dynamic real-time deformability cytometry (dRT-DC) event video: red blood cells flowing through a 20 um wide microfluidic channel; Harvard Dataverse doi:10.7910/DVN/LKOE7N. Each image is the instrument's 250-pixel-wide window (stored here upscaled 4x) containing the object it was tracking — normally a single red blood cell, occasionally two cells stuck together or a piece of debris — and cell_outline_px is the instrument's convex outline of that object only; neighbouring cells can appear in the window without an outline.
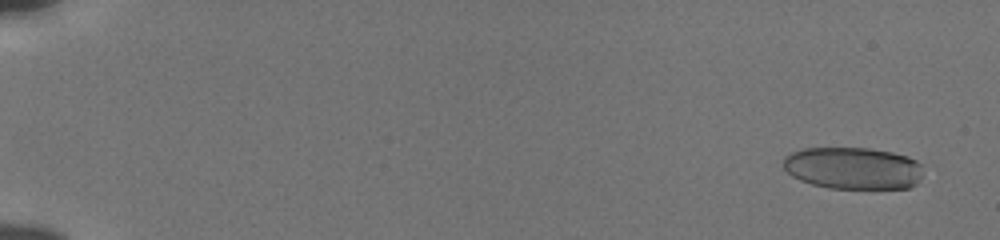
{"species": "human", "species_latin": "Homo sapiens", "temperature_condition": "cold", "stored_images_in_passage": 56, "camera_frame_rate_fps": 3000, "um_per_image_px": 0.085, "donor": {"sex": "male"}, "frame": {"image": 1, "passage_image": 4, "time_ms": 1.0, "image_size_px": [1000, 240], "cell_outline_px": [[920, 176], [916, 184], [908, 188], [828, 188], [812, 184], [800, 180], [792, 176], [784, 168], [784, 156], [792, 152], [804, 148], [872, 148], [892, 152], [908, 156], [916, 160], [920, 164]], "centroid_in_image_um": [72.49, 14.28], "position_along_channel_um": 12.5, "area_um2": 34.22}}
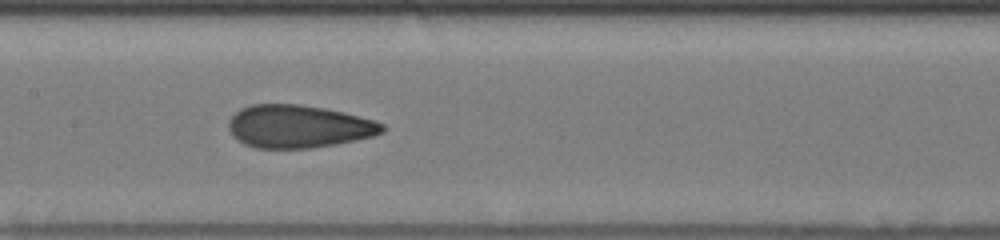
{"frame": {"image": 2, "passage_image": 31, "time_ms": 10.0, "image_size_px": [1000, 240], "cell_outline_px": [[384, 132], [372, 136], [356, 140], [308, 148], [256, 148], [244, 144], [232, 136], [228, 128], [228, 120], [240, 108], [252, 104], [300, 104], [324, 108], [344, 112], [376, 120], [384, 124]], "centroid_in_image_um": [25.36, 10.74], "position_along_channel_um": 182.0, "area_um2": 38.44}}
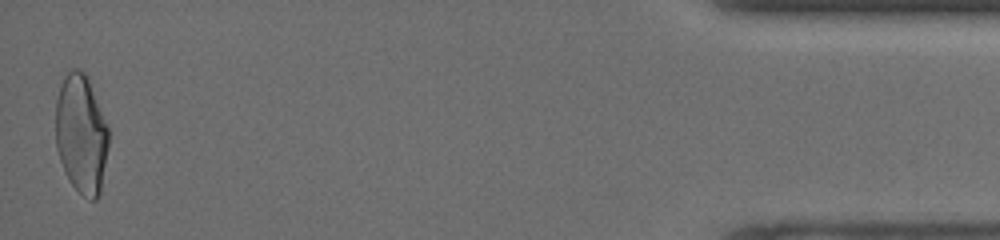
{"frame": {"image": 3, "passage_image": 56, "time_ms": 18.333, "image_size_px": [1000, 240], "cell_outline_px": [[108, 148], [100, 192], [96, 200], [88, 200], [72, 184], [64, 172], [56, 148], [56, 100], [60, 84], [64, 76], [72, 68], [76, 68], [84, 72], [88, 76], [108, 128]], "centroid_in_image_um": [6.9, 11.38], "position_along_channel_um": 428.3, "area_um2": 36.76}, "authors_computed_cell_mechanics": {"area_um2": 37.3388, "velocity_mm_per_s": 3.8476, "shape_relaxation_time_tau1_ms": 6.718, "shape_relaxation_time_tau2_ms": 1.0838, "deformation_change_tau1": 0.1773, "deformation_change_tau2": 0.0795}}